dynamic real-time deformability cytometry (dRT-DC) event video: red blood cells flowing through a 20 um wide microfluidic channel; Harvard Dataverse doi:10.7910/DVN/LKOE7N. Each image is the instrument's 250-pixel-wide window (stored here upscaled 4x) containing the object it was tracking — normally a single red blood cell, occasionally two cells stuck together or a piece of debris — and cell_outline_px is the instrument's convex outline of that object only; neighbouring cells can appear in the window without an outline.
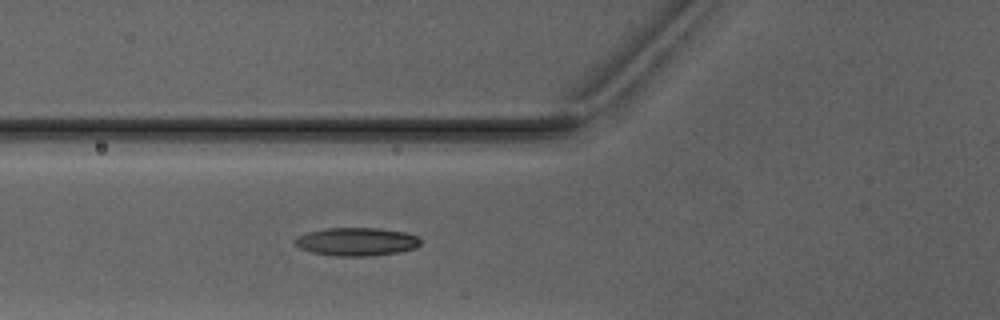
{"species": "Egyptian fruit bat (a non-hibernating species)", "species_latin": "Rousettus aegyptiacus", "temperature_condition": "warm", "stored_images_in_passage": 3, "camera_frame_rate_fps": 3000, "um_per_image_px": 0.085, "animal": {"sex": "male"}, "frame": {"image": 1, "passage_image": 3, "time_ms": 2.333, "image_size_px": [1000, 320], "cell_outline_px": [[420, 244], [416, 248], [400, 252], [372, 256], [336, 256], [312, 252], [300, 248], [292, 240], [296, 236], [308, 232], [324, 228], [380, 228], [404, 232], [416, 236], [420, 240]], "centroid_in_image_um": [30.29, 20.54], "position_along_channel_um": 95.5, "area_um2": 20.75}}